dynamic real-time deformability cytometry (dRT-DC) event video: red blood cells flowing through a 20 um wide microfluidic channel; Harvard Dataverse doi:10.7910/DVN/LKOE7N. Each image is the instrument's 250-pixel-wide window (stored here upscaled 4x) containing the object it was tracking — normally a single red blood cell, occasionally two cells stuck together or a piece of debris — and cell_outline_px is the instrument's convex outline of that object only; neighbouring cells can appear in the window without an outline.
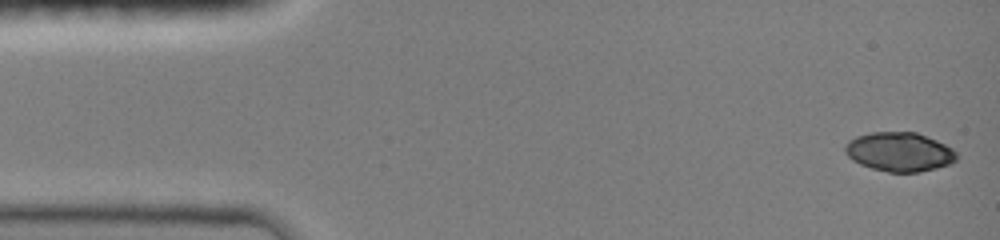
{"species": "common noctule bat (a hibernating species)", "species_latin": "Nyctalus noctula", "temperature_condition": "room temperature", "stored_images_in_passage": 13, "camera_frame_rate_fps": 3000, "um_per_image_px": 0.085, "animal": {"sex": "female", "body_mass_g": 19.0, "forearm_length_mm": 51.5}, "frame": {"image": 1, "passage_image": 1, "time_ms": 0.0, "image_size_px": [1000, 240], "cell_outline_px": [[956, 160], [948, 164], [936, 168], [920, 172], [888, 172], [872, 168], [860, 164], [852, 160], [844, 152], [844, 148], [848, 140], [856, 136], [872, 132], [916, 132], [936, 140], [952, 148], [956, 152]], "centroid_in_image_um": [76.42, 12.9], "position_along_channel_um": 8.6, "area_um2": 25.37}}
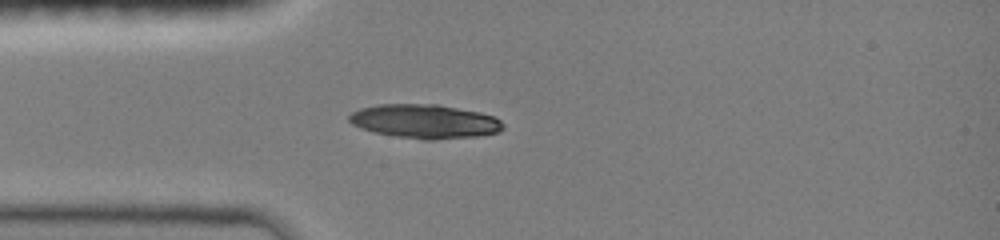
{"frame": {"image": 2, "passage_image": 10, "time_ms": 3.667, "image_size_px": [1000, 240], "cell_outline_px": [[504, 128], [500, 132], [476, 136], [432, 140], [424, 140], [396, 136], [372, 132], [360, 128], [352, 124], [348, 120], [348, 116], [352, 112], [360, 108], [376, 104], [436, 104], [480, 112], [496, 116], [504, 124]], "centroid_in_image_um": [36.1, 10.31], "position_along_channel_um": 48.9, "area_um2": 30.75}}
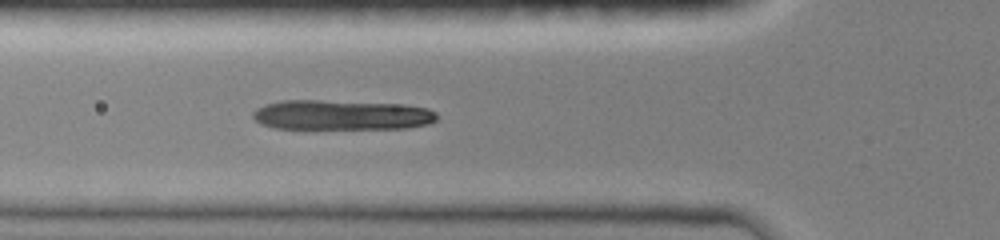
{"frame": {"image": 3, "passage_image": 13, "time_ms": 5.0, "image_size_px": [1000, 240], "cell_outline_px": [[436, 120], [428, 124], [408, 128], [272, 128], [260, 124], [252, 116], [252, 112], [256, 108], [264, 104], [280, 100], [320, 100], [404, 104], [428, 108], [436, 112]], "centroid_in_image_um": [29.0, 9.76], "position_along_channel_um": 96.8, "area_um2": 32.25}}